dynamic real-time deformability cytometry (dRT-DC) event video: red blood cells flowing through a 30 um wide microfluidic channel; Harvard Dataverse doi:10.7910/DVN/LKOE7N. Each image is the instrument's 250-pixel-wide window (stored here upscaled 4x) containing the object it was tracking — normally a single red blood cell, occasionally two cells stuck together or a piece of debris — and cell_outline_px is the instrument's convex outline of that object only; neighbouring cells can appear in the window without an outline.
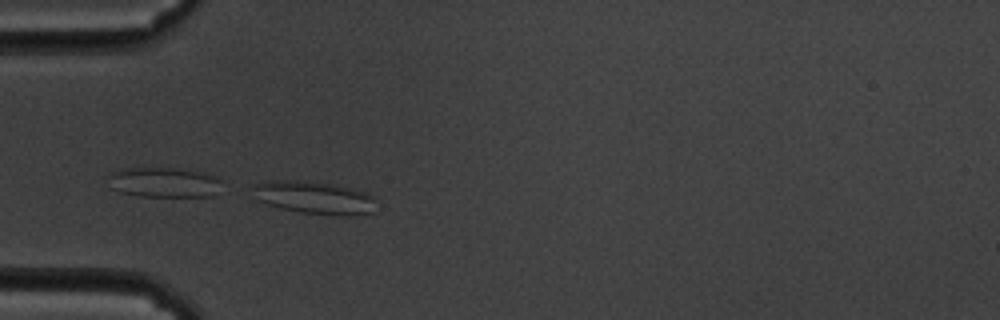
{"species": "common noctule bat (a hibernating species)", "species_latin": "Nyctalus noctula", "temperature_condition": "cold", "stored_images_in_passage": 55, "camera_frame_rate_fps": 3000, "um_per_image_px": 0.085, "animal": {"sex": "male", "body_mass_g": 19.5, "forearm_length_mm": 54.6}, "frame": {"image": 1, "passage_image": 15, "time_ms": 4.667, "image_size_px": [1000, 320], "cell_outline_px": [[376, 212], [348, 216], [336, 216], [300, 212], [280, 208], [256, 200], [248, 184], [264, 180], [300, 180], [332, 184], [352, 188], [368, 192], [372, 196]], "centroid_in_image_um": [26.64, 16.78], "position_along_channel_um": 58.4, "area_um2": 24.22}}
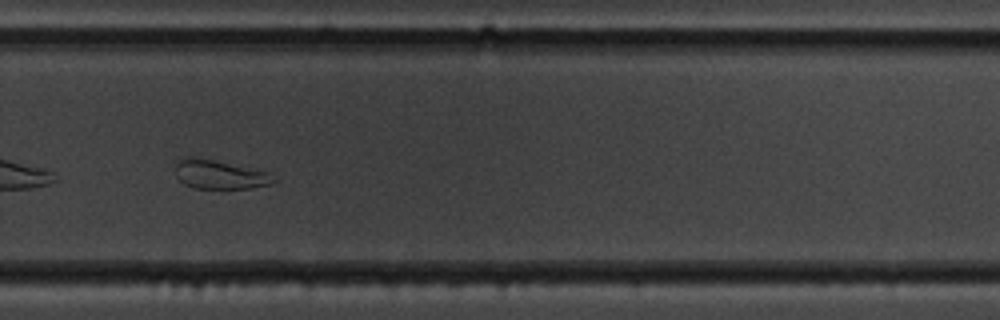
{"frame": {"image": 2, "passage_image": 38, "time_ms": 12.333, "image_size_px": [1000, 320], "cell_outline_px": [[276, 180], [272, 184], [252, 188], [196, 188], [184, 184], [176, 176], [176, 160], [184, 156], [212, 160], [268, 172]], "centroid_in_image_um": [18.64, 14.84], "position_along_channel_um": 311.2, "area_um2": 16.3}}
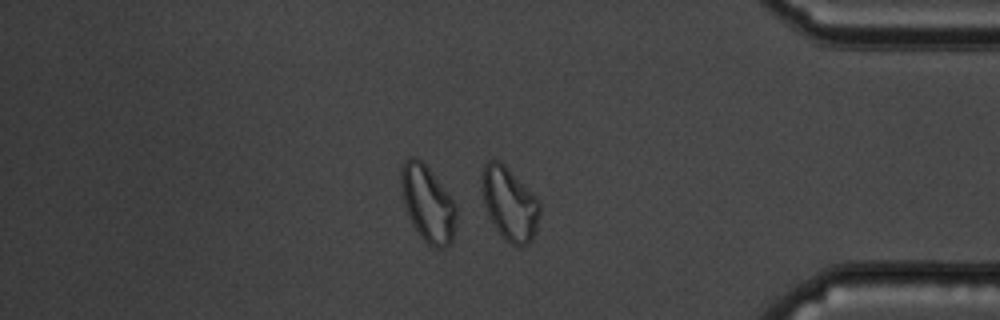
{"frame": {"image": 3, "passage_image": 47, "time_ms": 15.333, "image_size_px": [1000, 320], "cell_outline_px": [[540, 212], [536, 232], [532, 240], [524, 248], [512, 244], [504, 240], [500, 236], [488, 216], [484, 204], [480, 180], [480, 172], [484, 164], [488, 160], [500, 160], [540, 200]], "centroid_in_image_um": [43.3, 17.33], "position_along_channel_um": 391.9, "area_um2": 25.32}, "authors_computed_cell_mechanics": {"area_um2": 23.0622, "velocity_mm_per_s": 3.3746, "shape_relaxation_time_tau1_ms": null, "shape_relaxation_time_tau2_ms": 3.4234, "deformation_change_tau1": null, "deformation_change_tau2": 0.103}}